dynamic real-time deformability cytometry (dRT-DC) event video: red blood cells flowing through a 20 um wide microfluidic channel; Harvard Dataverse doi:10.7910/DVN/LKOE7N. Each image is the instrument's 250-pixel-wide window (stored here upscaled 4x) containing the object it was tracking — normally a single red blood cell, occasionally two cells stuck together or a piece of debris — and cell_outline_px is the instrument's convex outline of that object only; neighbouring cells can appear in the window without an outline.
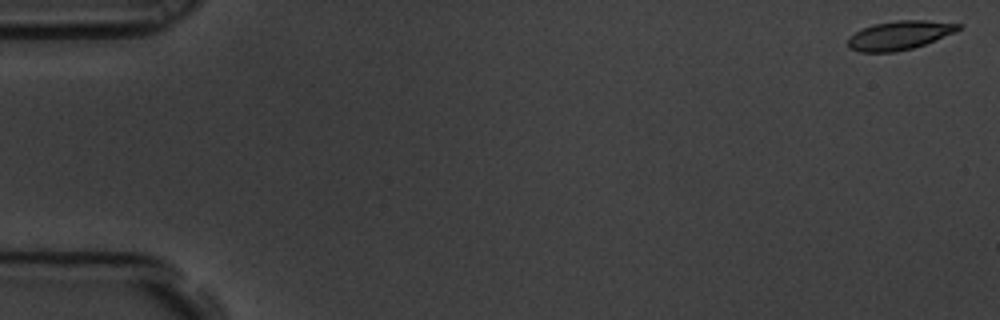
{"species": "common noctule bat (a hibernating species)", "species_latin": "Nyctalus noctula", "temperature_condition": "room temperature", "stored_images_in_passage": 59, "camera_frame_rate_fps": 3000, "um_per_image_px": 0.085, "animal": {"sex": "male", "body_mass_g": 19.5, "forearm_length_mm": 54.6}, "frame": {"image": 1, "passage_image": 1, "time_ms": 0.0, "image_size_px": [1000, 320], "cell_outline_px": [[964, 24], [956, 32], [924, 44], [912, 48], [896, 52], [860, 52], [848, 48], [848, 36], [872, 24], [896, 20], [924, 20]], "centroid_in_image_um": [76.45, 3.0], "position_along_channel_um": 8.6, "area_um2": 18.61}}
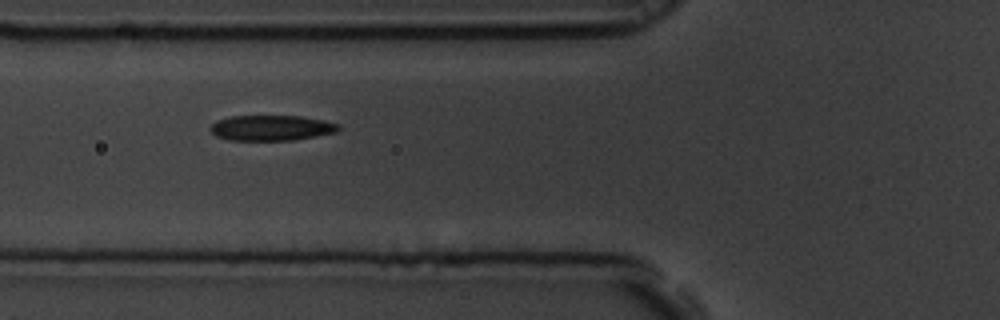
{"frame": {"image": 2, "passage_image": 22, "time_ms": 7.0, "image_size_px": [1000, 320], "cell_outline_px": [[340, 128], [336, 132], [292, 140], [228, 140], [216, 136], [208, 128], [216, 120], [232, 116], [300, 116], [324, 120], [340, 124]], "centroid_in_image_um": [23.05, 10.86], "position_along_channel_um": 102.8, "area_um2": 18.96}}
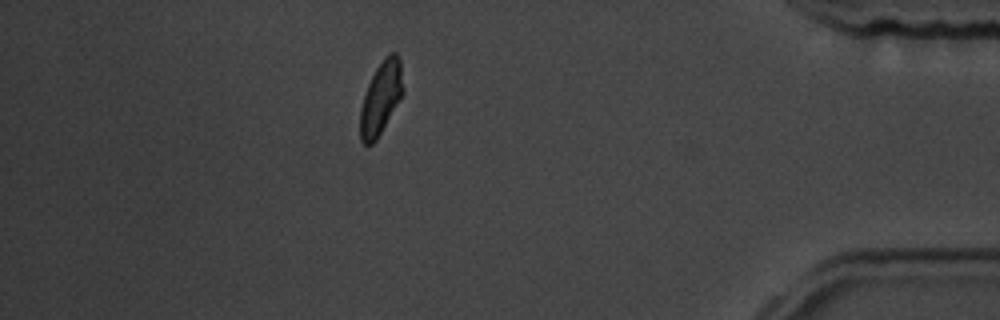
{"frame": {"image": 3, "passage_image": 52, "time_ms": 17.0, "image_size_px": [1000, 320], "cell_outline_px": [[404, 92], [376, 140], [372, 144], [364, 144], [360, 140], [360, 108], [368, 84], [376, 68], [384, 56], [388, 52], [396, 52], [400, 60], [404, 88]], "centroid_in_image_um": [32.38, 8.29], "position_along_channel_um": 402.8, "area_um2": 18.15}, "authors_computed_cell_mechanics": {"area_um2": 18.7272, "velocity_mm_per_s": 3.4302, "shape_relaxation_time_tau1_ms": 2.869, "shape_relaxation_time_tau2_ms": 2.6106, "deformation_change_tau1": 0.1209, "deformation_change_tau2": 0.0812}}